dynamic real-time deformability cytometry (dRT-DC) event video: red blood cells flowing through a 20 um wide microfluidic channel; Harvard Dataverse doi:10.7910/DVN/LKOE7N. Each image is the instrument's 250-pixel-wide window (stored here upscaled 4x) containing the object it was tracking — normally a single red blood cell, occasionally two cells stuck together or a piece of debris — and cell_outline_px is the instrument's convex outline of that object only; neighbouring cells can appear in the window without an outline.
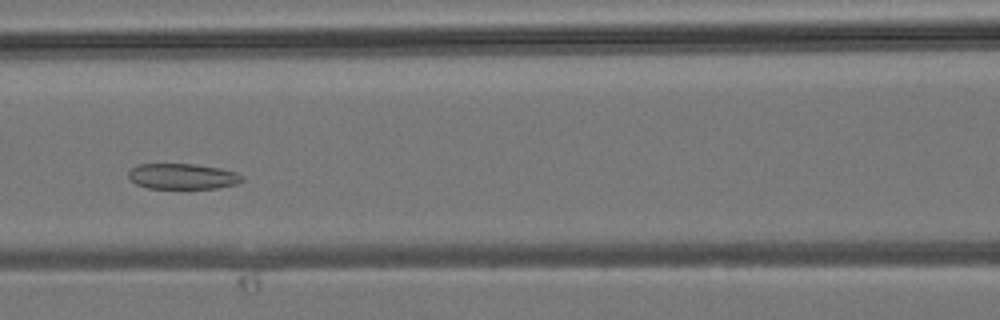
{"species": "common noctule bat (a hibernating species)", "species_latin": "Nyctalus noctula", "temperature_condition": "room temperature", "stored_images_in_passage": 32, "camera_frame_rate_fps": 3000, "um_per_image_px": 0.085, "animal": {"sex": "male", "body_mass_g": 19.2, "forearm_length_mm": 51.8}, "frame": {"image": 1, "passage_image": 8, "time_ms": 2.333, "image_size_px": [1000, 320], "cell_outline_px": [[244, 180], [236, 184], [216, 188], [148, 188], [136, 184], [128, 176], [128, 172], [132, 168], [140, 164], [196, 164], [220, 168], [236, 172], [244, 176]], "centroid_in_image_um": [15.55, 14.99], "position_along_channel_um": 151.1, "area_um2": 16.94}}
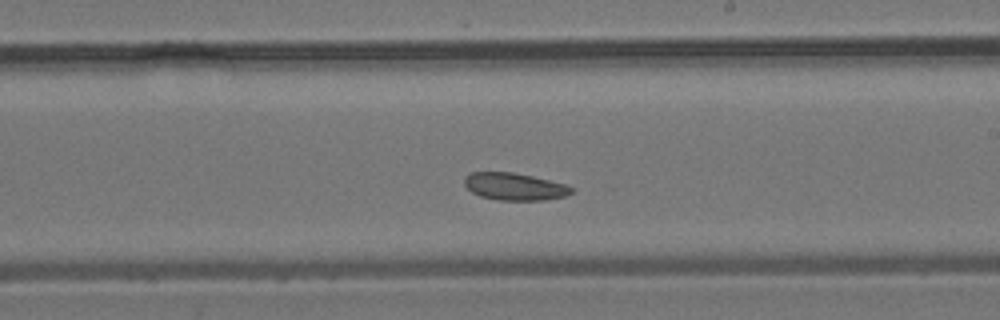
{"frame": {"image": 2, "passage_image": 14, "time_ms": 4.333, "image_size_px": [1000, 320], "cell_outline_px": [[576, 188], [572, 192], [564, 196], [544, 200], [496, 200], [480, 196], [472, 192], [464, 184], [464, 176], [472, 172], [512, 172], [532, 176], [564, 184]], "centroid_in_image_um": [43.72, 15.86], "position_along_channel_um": 245.3, "area_um2": 16.99}}
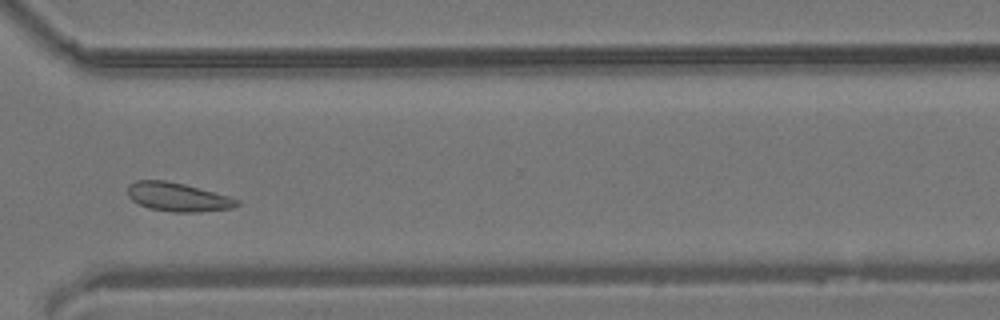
{"frame": {"image": 3, "passage_image": 21, "time_ms": 6.667, "image_size_px": [1000, 320], "cell_outline_px": [[240, 204], [232, 208], [200, 212], [172, 212], [148, 208], [132, 200], [128, 196], [128, 184], [136, 180], [164, 180], [184, 184], [228, 196], [240, 200]], "centroid_in_image_um": [15.1, 16.75], "position_along_channel_um": 355.5, "area_um2": 18.26}}